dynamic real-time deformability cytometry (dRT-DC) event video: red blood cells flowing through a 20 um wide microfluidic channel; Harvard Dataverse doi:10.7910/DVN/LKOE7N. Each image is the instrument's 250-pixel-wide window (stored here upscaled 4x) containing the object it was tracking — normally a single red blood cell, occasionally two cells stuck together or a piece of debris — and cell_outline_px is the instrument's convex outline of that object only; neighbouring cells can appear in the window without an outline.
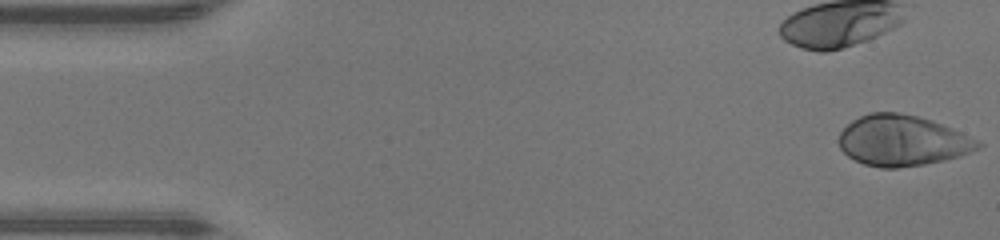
{"species": "human", "species_latin": "Homo sapiens", "temperature_condition": "warm", "stored_images_in_passage": 44, "camera_frame_rate_fps": 3000, "um_per_image_px": 0.085, "donor": {"sex": "male"}, "frame": {"image": 1, "passage_image": 1, "time_ms": 0.0, "image_size_px": [1000, 240], "cell_outline_px": [[984, 144], [968, 152], [944, 160], [924, 164], [896, 168], [880, 168], [864, 164], [848, 156], [840, 148], [840, 132], [852, 120], [860, 116], [872, 112], [896, 112], [916, 116], [932, 120], [952, 128]], "centroid_in_image_um": [76.66, 11.95], "position_along_channel_um": 8.3, "area_um2": 40.52}}
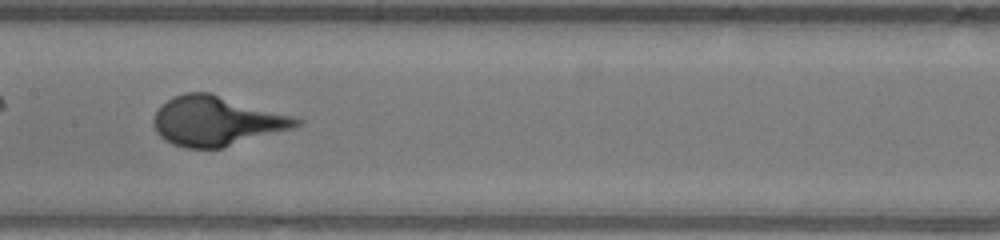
{"frame": {"image": 2, "passage_image": 23, "time_ms": 7.333, "image_size_px": [1000, 240], "cell_outline_px": [[304, 120], [300, 124], [292, 128], [220, 148], [184, 148], [172, 144], [164, 140], [156, 132], [156, 112], [172, 96], [184, 92], [208, 92], [292, 116]], "centroid_in_image_um": [18.38, 10.29], "position_along_channel_um": 189.0, "area_um2": 40.34}}
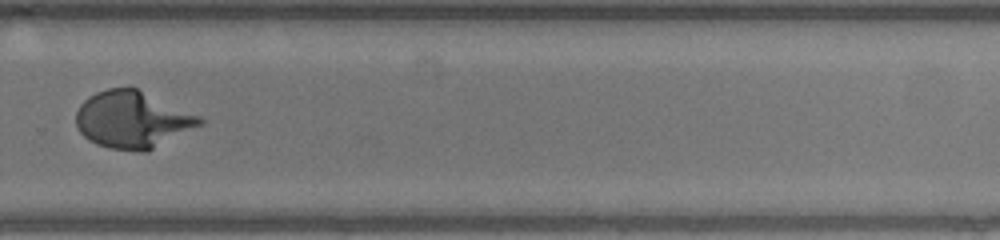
{"frame": {"image": 3, "passage_image": 32, "time_ms": 10.333, "image_size_px": [1000, 240], "cell_outline_px": [[204, 124], [144, 152], [140, 152], [108, 148], [96, 144], [88, 140], [76, 128], [76, 112], [80, 104], [88, 96], [96, 92], [108, 88], [136, 88], [200, 116], [204, 120]], "centroid_in_image_um": [11.23, 10.18], "position_along_channel_um": 318.6, "area_um2": 40.86}}